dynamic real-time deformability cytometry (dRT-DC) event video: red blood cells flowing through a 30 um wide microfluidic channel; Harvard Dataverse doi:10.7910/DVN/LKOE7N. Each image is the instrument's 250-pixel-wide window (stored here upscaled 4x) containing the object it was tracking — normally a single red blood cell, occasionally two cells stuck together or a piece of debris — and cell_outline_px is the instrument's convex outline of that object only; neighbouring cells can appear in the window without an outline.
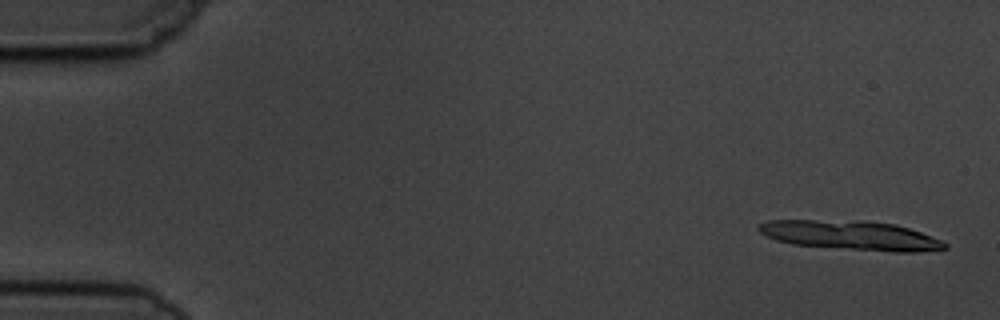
{"species": "common noctule bat (a hibernating species)", "species_latin": "Nyctalus noctula", "temperature_condition": "cold", "stored_images_in_passage": 6, "segment_of_instrument_passage": [2, 2], "camera_frame_rate_fps": 3000, "um_per_image_px": 0.085, "animal": {"sex": "male", "body_mass_g": 19.5, "forearm_length_mm": 54.6}, "frame": {"image": 1, "passage_image": 6, "time_ms": 6.0, "image_size_px": [1000, 320], "cell_outline_px": [[948, 248], [916, 252], [892, 252], [792, 244], [776, 240], [764, 236], [756, 228], [760, 224], [768, 220], [812, 220], [896, 224], [944, 240], [948, 244]], "centroid_in_image_um": [72.33, 20.03], "position_along_channel_um": 12.7, "area_um2": 31.21}}